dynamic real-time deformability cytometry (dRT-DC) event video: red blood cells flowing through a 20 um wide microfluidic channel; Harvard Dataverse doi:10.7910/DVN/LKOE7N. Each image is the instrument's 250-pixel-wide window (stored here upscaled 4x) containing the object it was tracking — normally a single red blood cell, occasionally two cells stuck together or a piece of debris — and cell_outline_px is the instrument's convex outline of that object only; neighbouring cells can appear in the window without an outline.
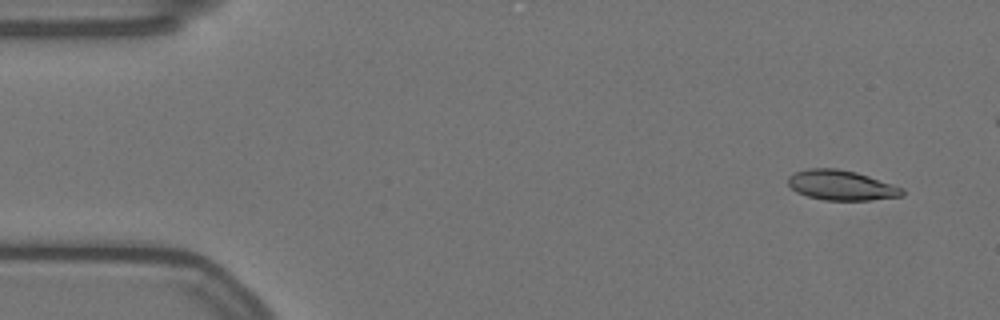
{"species": "Egyptian fruit bat (a non-hibernating species)", "species_latin": "Rousettus aegyptiacus", "temperature_condition": "warm", "stored_images_in_passage": 51, "camera_frame_rate_fps": 3000, "um_per_image_px": 0.085, "animal": {"sex": "female"}, "frame": {"image": 1, "passage_image": 3, "time_ms": 0.667, "image_size_px": [1000, 320], "cell_outline_px": [[904, 196], [872, 200], [824, 200], [808, 196], [796, 192], [788, 184], [788, 176], [796, 172], [808, 168], [836, 168], [856, 172], [904, 188]], "centroid_in_image_um": [71.52, 15.75], "position_along_channel_um": 13.5, "area_um2": 19.94}}
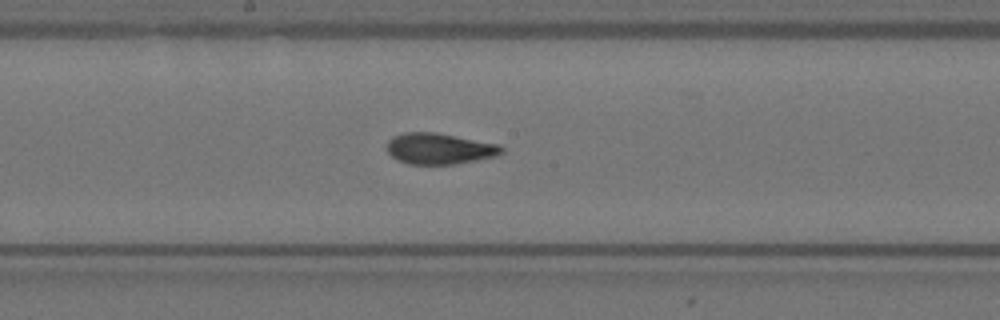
{"frame": {"image": 2, "passage_image": 29, "time_ms": 9.333, "image_size_px": [1000, 320], "cell_outline_px": [[504, 152], [496, 156], [456, 164], [408, 164], [396, 160], [388, 152], [388, 140], [392, 136], [404, 132], [436, 132], [500, 144], [504, 148]], "centroid_in_image_um": [37.36, 12.63], "position_along_channel_um": 210.8, "area_um2": 20.92}}
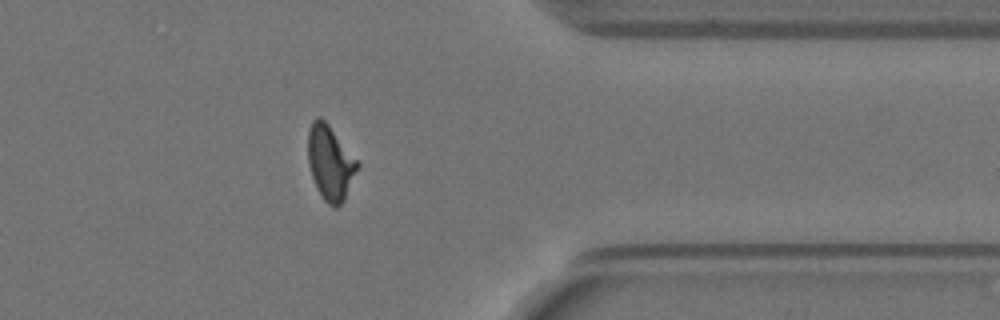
{"frame": {"image": 3, "passage_image": 45, "time_ms": 14.667, "image_size_px": [1000, 320], "cell_outline_px": [[360, 164], [344, 200], [336, 208], [328, 204], [324, 200], [316, 188], [308, 164], [308, 132], [312, 120], [316, 116], [320, 116], [328, 124]], "centroid_in_image_um": [28.05, 13.83], "position_along_channel_um": 383.3, "area_um2": 21.33}, "authors_computed_cell_mechanics": {"area_um2": 21.097, "velocity_mm_per_s": 3.5134, "shape_relaxation_time_tau1_ms": 9.4323, "shape_relaxation_time_tau2_ms": 1.718, "deformation_change_tau1": 0.2518, "deformation_change_tau2": 0.0757}}